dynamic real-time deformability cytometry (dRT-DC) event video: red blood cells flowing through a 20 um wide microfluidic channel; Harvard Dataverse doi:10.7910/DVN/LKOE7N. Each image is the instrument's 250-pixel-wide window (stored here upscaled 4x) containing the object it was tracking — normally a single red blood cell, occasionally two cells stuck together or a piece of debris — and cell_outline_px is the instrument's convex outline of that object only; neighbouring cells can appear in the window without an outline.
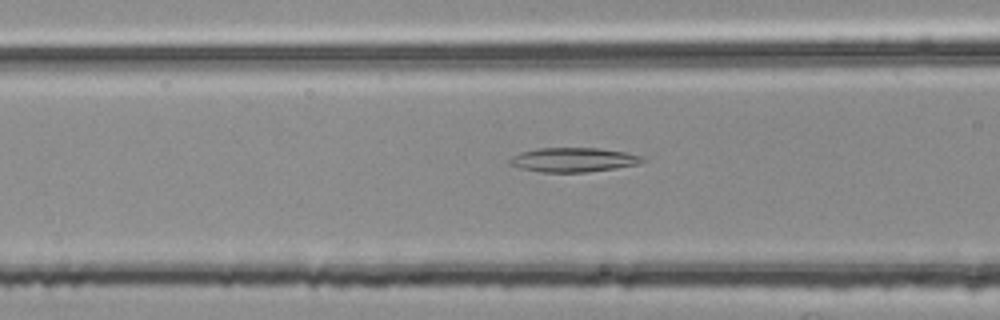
{"species": "common noctule bat (a hibernating species)", "species_latin": "Nyctalus noctula", "temperature_condition": "room temperature", "stored_images_in_passage": 53, "camera_frame_rate_fps": 3000, "um_per_image_px": 0.085, "animal": {"sex": "female", "body_mass_g": 25.1}, "frame": {"image": 1, "passage_image": 20, "time_ms": 6.333, "image_size_px": [1000, 320], "cell_outline_px": [[648, 160], [636, 164], [616, 168], [584, 172], [540, 172], [520, 168], [508, 164], [508, 160], [512, 156], [520, 152], [540, 148], [596, 148], [624, 152], [644, 156]], "centroid_in_image_um": [48.72, 13.58], "position_along_channel_um": 117.9, "area_um2": 18.79}}
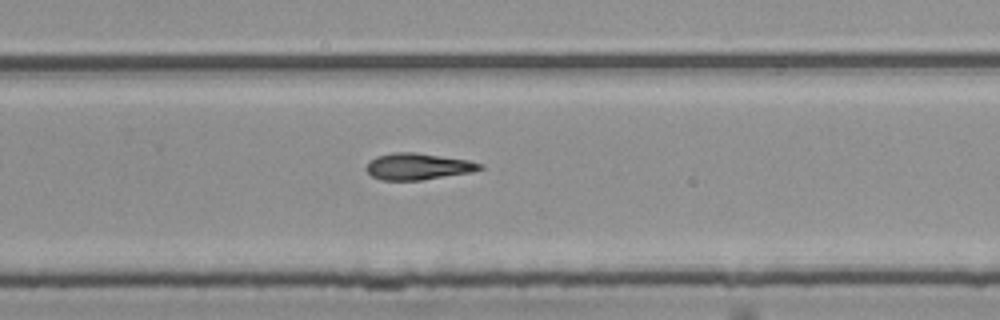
{"frame": {"image": 2, "passage_image": 34, "time_ms": 11.0, "image_size_px": [1000, 320], "cell_outline_px": [[484, 168], [472, 172], [420, 180], [380, 180], [372, 176], [364, 168], [368, 160], [376, 156], [392, 152], [416, 152], [468, 160], [484, 164]], "centroid_in_image_um": [35.49, 14.14], "position_along_channel_um": 294.3, "area_um2": 17.74}}
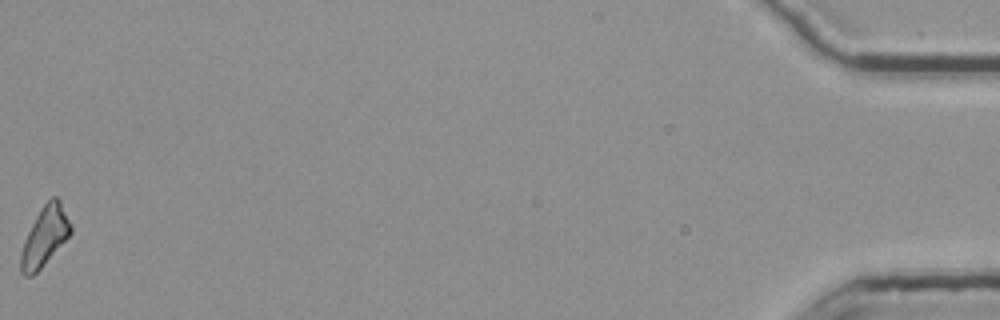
{"frame": {"image": 3, "passage_image": 53, "time_ms": 17.333, "image_size_px": [1000, 320], "cell_outline_px": [[72, 232], [40, 268], [32, 276], [24, 276], [20, 272], [20, 252], [24, 240], [36, 216], [44, 204], [52, 196], [56, 196], [60, 200], [72, 228]], "centroid_in_image_um": [3.77, 20.1], "position_along_channel_um": 431.4, "area_um2": 16.88}}